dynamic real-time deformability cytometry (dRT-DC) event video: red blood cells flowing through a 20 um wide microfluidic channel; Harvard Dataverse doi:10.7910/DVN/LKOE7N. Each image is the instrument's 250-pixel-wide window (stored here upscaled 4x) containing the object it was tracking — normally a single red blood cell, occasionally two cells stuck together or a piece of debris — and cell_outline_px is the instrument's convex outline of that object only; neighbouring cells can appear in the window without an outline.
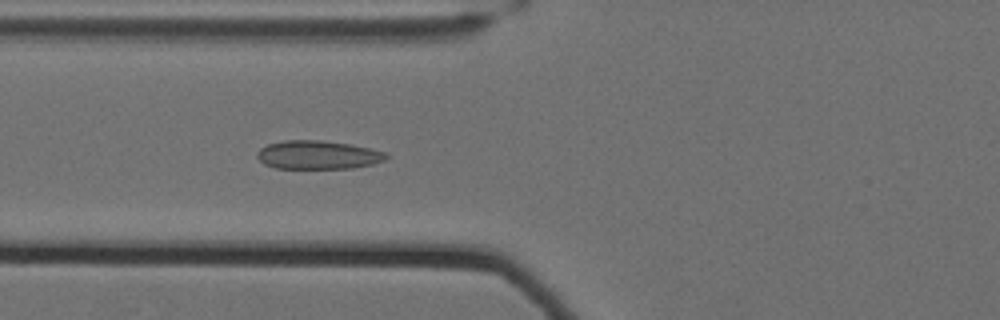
{"species": "Egyptian fruit bat (a non-hibernating species)", "species_latin": "Rousettus aegyptiacus", "temperature_condition": "cold", "stored_images_in_passage": 49, "camera_frame_rate_fps": 3000, "um_per_image_px": 0.085, "animal": {"sex": "female"}, "frame": {"image": 1, "passage_image": 15, "time_ms": 4.667, "image_size_px": [1000, 320], "cell_outline_px": [[392, 156], [384, 160], [372, 164], [352, 168], [276, 168], [264, 164], [256, 156], [256, 152], [260, 148], [268, 144], [284, 140], [320, 140], [348, 144], [388, 152]], "centroid_in_image_um": [27.03, 13.16], "position_along_channel_um": 98.8, "area_um2": 21.5}}
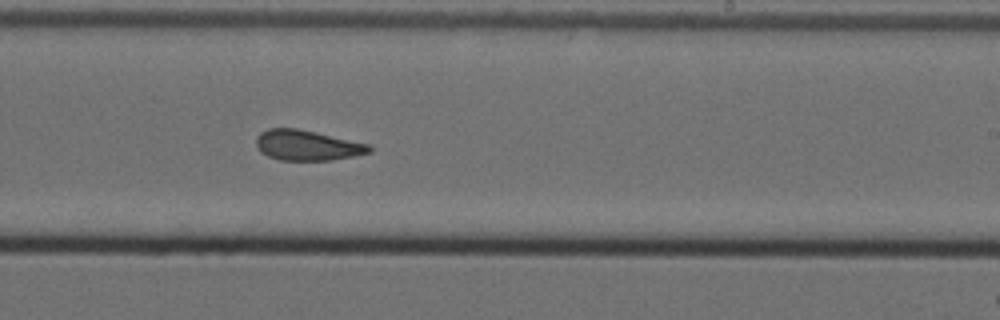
{"frame": {"image": 2, "passage_image": 29, "time_ms": 9.333, "image_size_px": [1000, 320], "cell_outline_px": [[372, 152], [332, 160], [280, 160], [268, 156], [260, 152], [256, 144], [256, 136], [260, 132], [268, 128], [296, 128], [316, 132], [372, 144]], "centroid_in_image_um": [26.12, 12.34], "position_along_channel_um": 262.9, "area_um2": 20.17}}
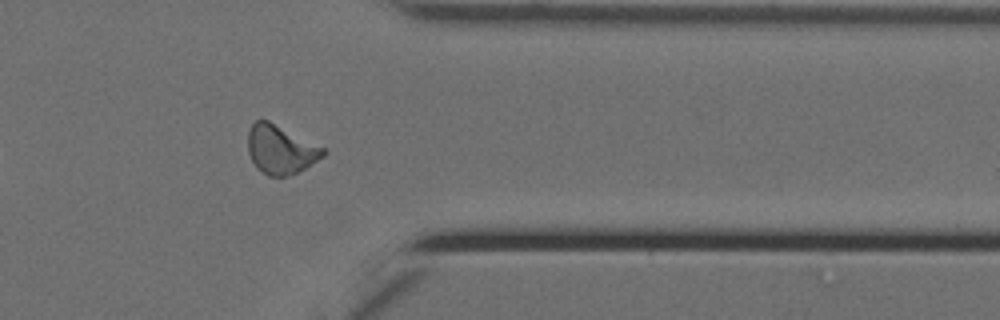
{"frame": {"image": 3, "passage_image": 40, "time_ms": 13.0, "image_size_px": [1000, 320], "cell_outline_px": [[328, 152], [324, 156], [304, 168], [296, 172], [284, 176], [268, 176], [260, 172], [256, 168], [248, 152], [248, 132], [252, 124], [256, 120], [268, 120], [324, 148]], "centroid_in_image_um": [23.83, 12.71], "position_along_channel_um": 387.6, "area_um2": 21.15}, "authors_computed_cell_mechanics": {"area_um2": 20.808, "velocity_mm_per_s": 3.497, "shape_relaxation_time_tau1_ms": null, "shape_relaxation_time_tau2_ms": 2.5245, "deformation_change_tau1": null, "deformation_change_tau2": 0.0974}}